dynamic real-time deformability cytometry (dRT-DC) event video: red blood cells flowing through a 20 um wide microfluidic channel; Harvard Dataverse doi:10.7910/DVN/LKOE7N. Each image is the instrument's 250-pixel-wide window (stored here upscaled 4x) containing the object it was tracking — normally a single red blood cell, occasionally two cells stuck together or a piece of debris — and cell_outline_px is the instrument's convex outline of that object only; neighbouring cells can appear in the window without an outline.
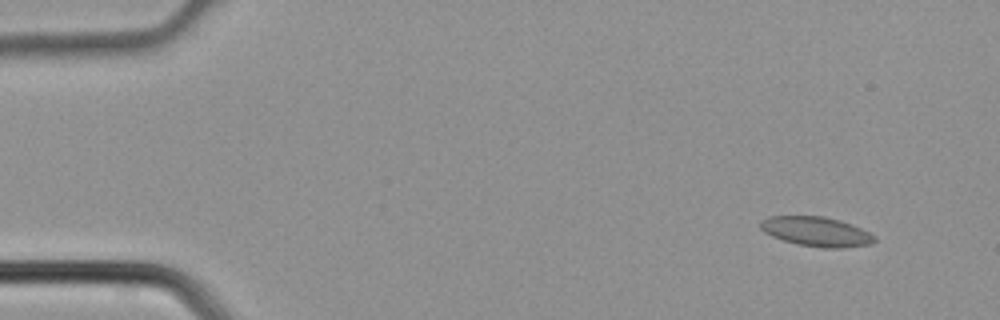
{"species": "common noctule bat (a hibernating species)", "species_latin": "Nyctalus noctula", "temperature_condition": "cold", "stored_images_in_passage": 4, "camera_frame_rate_fps": 3000, "um_per_image_px": 0.085, "animal": {"sex": "male", "body_mass_g": 21.5, "forearm_length_mm": 52.0}, "frame": {"image": 1, "passage_image": 1, "time_ms": 0.0, "image_size_px": [1000, 320], "cell_outline_px": [[876, 240], [872, 244], [840, 248], [820, 248], [796, 244], [772, 236], [764, 232], [760, 228], [760, 220], [768, 216], [824, 216], [840, 220], [860, 228], [876, 236]], "centroid_in_image_um": [69.38, 19.69], "position_along_channel_um": 15.6, "area_um2": 19.77}}